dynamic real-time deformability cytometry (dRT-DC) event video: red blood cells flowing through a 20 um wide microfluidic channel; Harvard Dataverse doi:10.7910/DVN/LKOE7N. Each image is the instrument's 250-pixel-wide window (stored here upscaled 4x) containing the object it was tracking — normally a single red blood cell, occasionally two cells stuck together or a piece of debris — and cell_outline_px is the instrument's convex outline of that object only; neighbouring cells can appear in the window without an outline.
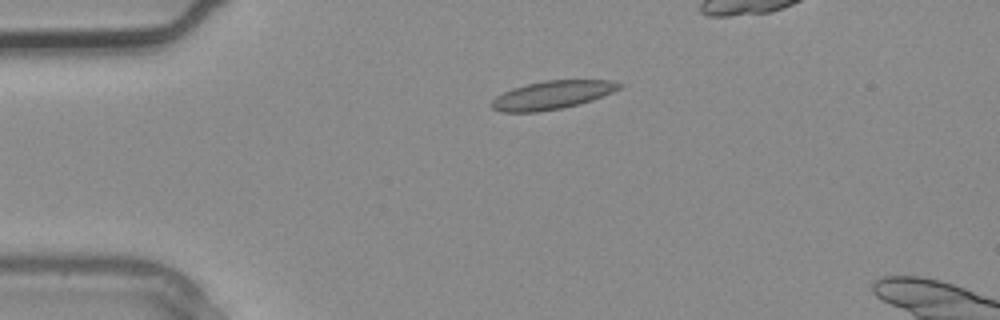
{"species": "common noctule bat (a hibernating species)", "species_latin": "Nyctalus noctula", "temperature_condition": "warm", "stored_images_in_passage": 3, "camera_frame_rate_fps": 3000, "um_per_image_px": 0.085, "animal": {"sex": "male", "body_mass_g": 20.4}, "frame": {"image": 1, "passage_image": 2, "time_ms": 0.333, "image_size_px": [1000, 320], "cell_outline_px": [[624, 84], [620, 88], [612, 92], [592, 100], [580, 104], [560, 108], [536, 112], [500, 112], [492, 108], [488, 104], [496, 96], [512, 88], [544, 80], [608, 80]], "centroid_in_image_um": [46.9, 8.08], "position_along_channel_um": 38.1, "area_um2": 21.04}}